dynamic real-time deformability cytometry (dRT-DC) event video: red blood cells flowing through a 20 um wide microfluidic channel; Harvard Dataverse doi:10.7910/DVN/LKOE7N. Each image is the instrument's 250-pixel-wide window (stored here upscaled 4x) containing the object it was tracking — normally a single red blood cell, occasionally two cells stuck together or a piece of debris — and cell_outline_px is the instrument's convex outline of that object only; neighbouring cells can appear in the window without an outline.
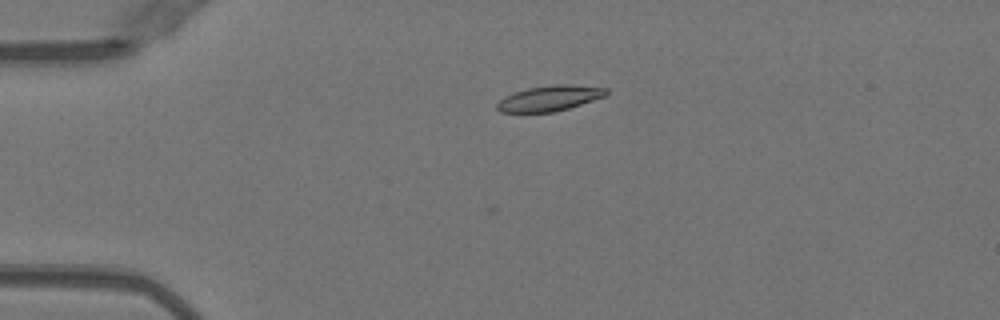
{"species": "Egyptian fruit bat (a non-hibernating species)", "species_latin": "Rousettus aegyptiacus", "temperature_condition": "warm", "stored_images_in_passage": 4, "camera_frame_rate_fps": 3000, "um_per_image_px": 0.085, "animal": {"sex": "female"}, "frame": {"image": 1, "passage_image": 1, "time_ms": 0.0, "image_size_px": [1000, 320], "cell_outline_px": [[608, 96], [556, 112], [500, 112], [496, 108], [496, 104], [504, 96], [512, 92], [528, 88], [556, 84], [568, 84], [608, 88]], "centroid_in_image_um": [46.74, 8.35], "position_along_channel_um": 38.3, "area_um2": 16.42}}